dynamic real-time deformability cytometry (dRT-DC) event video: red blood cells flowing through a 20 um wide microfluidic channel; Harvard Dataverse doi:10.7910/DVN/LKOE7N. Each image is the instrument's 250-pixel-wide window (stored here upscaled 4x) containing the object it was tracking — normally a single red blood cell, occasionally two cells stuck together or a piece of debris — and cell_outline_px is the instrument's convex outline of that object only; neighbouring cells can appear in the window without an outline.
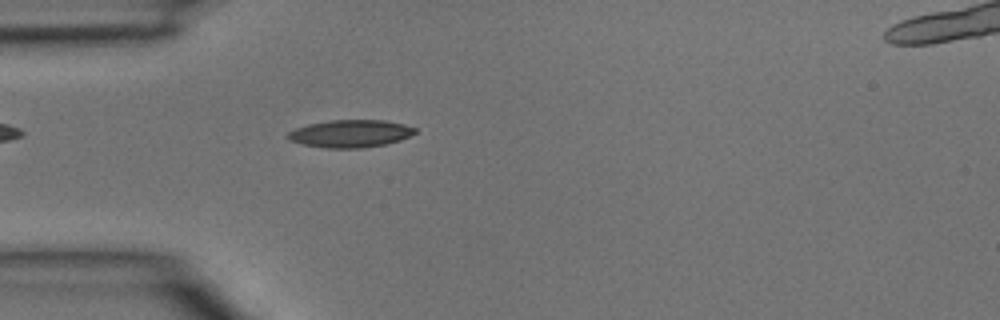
{"species": "common noctule bat (a hibernating species)", "species_latin": "Nyctalus noctula", "temperature_condition": "room temperature", "stored_images_in_passage": 2, "camera_frame_rate_fps": 3000, "um_per_image_px": 0.085, "animal": {"sex": "male", "body_mass_g": 15.6}, "frame": {"image": 1, "passage_image": 2, "time_ms": 0.333, "image_size_px": [1000, 320], "cell_outline_px": [[416, 132], [400, 140], [388, 144], [360, 148], [328, 148], [304, 144], [288, 140], [284, 136], [288, 132], [296, 128], [308, 124], [328, 120], [384, 120], [404, 124], [416, 128]], "centroid_in_image_um": [29.76, 11.35], "position_along_channel_um": 55.2, "area_um2": 20.46}}